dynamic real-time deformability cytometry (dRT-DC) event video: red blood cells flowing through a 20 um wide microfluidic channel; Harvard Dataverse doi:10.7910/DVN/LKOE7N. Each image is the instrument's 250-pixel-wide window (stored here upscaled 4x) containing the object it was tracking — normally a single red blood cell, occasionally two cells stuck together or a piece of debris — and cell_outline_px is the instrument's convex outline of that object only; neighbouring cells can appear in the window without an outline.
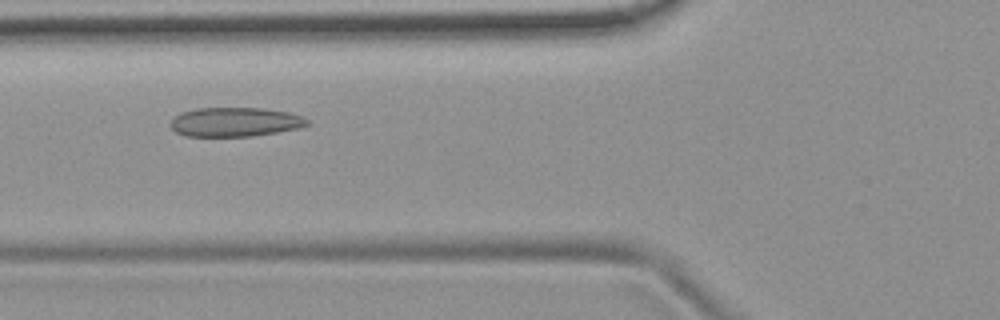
{"species": "common noctule bat (a hibernating species)", "species_latin": "Nyctalus noctula", "temperature_condition": "room temperature", "stored_images_in_passage": 45, "camera_frame_rate_fps": 3000, "um_per_image_px": 0.085, "animal": {"sex": "female", "body_mass_g": 19.9}, "frame": {"image": 1, "passage_image": 12, "time_ms": 3.667, "image_size_px": [1000, 320], "cell_outline_px": [[308, 124], [296, 128], [276, 132], [252, 136], [184, 136], [176, 132], [168, 124], [180, 112], [196, 108], [264, 108], [288, 112], [300, 116], [308, 120]], "centroid_in_image_um": [19.92, 10.36], "position_along_channel_um": 105.9, "area_um2": 23.12}}
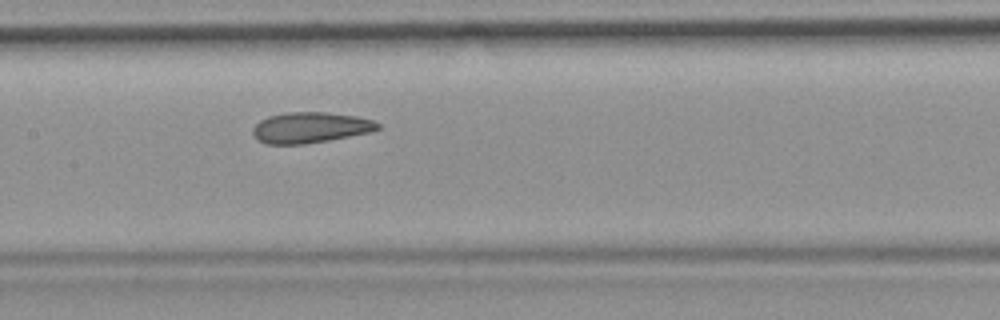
{"frame": {"image": 2, "passage_image": 18, "time_ms": 5.667, "image_size_px": [1000, 320], "cell_outline_px": [[380, 128], [372, 132], [328, 140], [304, 144], [264, 144], [256, 140], [252, 132], [252, 128], [260, 120], [268, 116], [284, 112], [328, 112], [356, 116], [372, 120], [380, 124]], "centroid_in_image_um": [26.35, 10.84], "position_along_channel_um": 181.1, "area_um2": 22.6}}
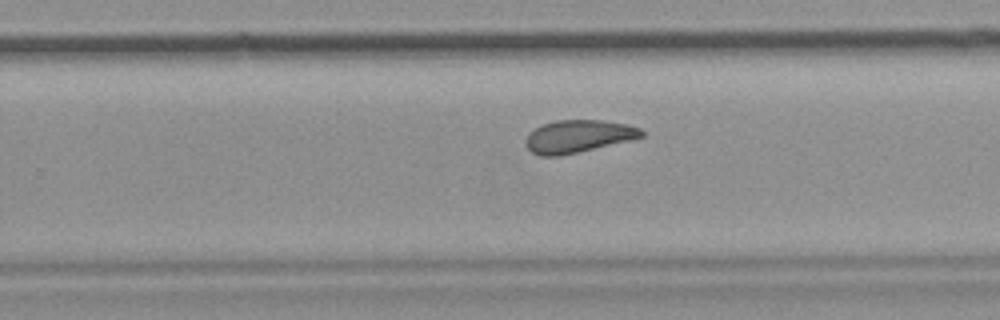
{"frame": {"image": 3, "passage_image": 26, "time_ms": 8.333, "image_size_px": [1000, 320], "cell_outline_px": [[644, 136], [632, 140], [560, 156], [540, 156], [532, 152], [524, 144], [524, 140], [528, 132], [544, 124], [556, 120], [604, 120], [628, 124], [640, 128], [644, 132]], "centroid_in_image_um": [49.14, 11.59], "position_along_channel_um": 280.7, "area_um2": 22.2}, "authors_computed_cell_mechanics": {"area_um2": 22.8888, "velocity_mm_per_s": 3.7548, "shape_relaxation_time_tau1_ms": null, "shape_relaxation_time_tau2_ms": 1.7753, "deformation_change_tau1": null, "deformation_change_tau2": 0.0698}}